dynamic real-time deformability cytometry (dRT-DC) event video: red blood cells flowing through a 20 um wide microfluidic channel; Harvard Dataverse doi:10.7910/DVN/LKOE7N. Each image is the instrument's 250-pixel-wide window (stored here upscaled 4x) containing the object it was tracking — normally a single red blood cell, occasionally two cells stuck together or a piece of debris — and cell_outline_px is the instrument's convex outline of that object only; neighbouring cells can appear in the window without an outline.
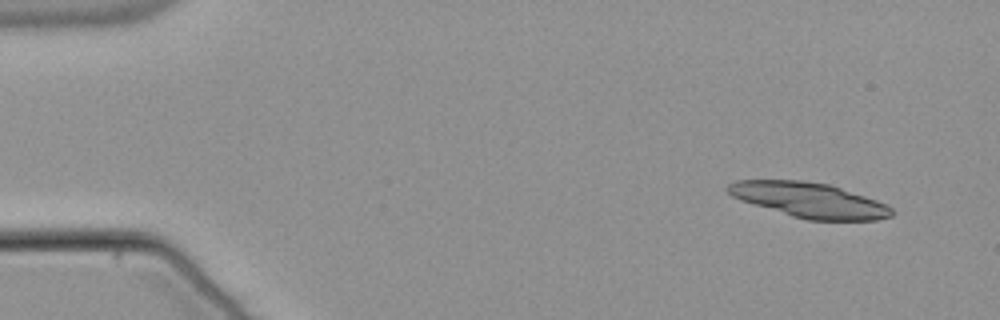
{"species": "common noctule bat (a hibernating species)", "species_latin": "Nyctalus noctula", "temperature_condition": "warm", "stored_images_in_passage": 39, "camera_frame_rate_fps": 3000, "um_per_image_px": 0.085, "animal": {"sex": "male", "body_mass_g": 21.5, "forearm_length_mm": 52.0}, "frame": {"image": 1, "passage_image": 1, "time_ms": 0.0, "image_size_px": [1000, 320], "cell_outline_px": [[892, 216], [876, 220], [808, 220], [792, 216], [752, 204], [740, 200], [732, 196], [724, 188], [728, 184], [736, 180], [804, 180], [828, 184], [876, 200], [892, 208]], "centroid_in_image_um": [68.73, 17.0], "position_along_channel_um": 16.3, "area_um2": 33.18}, "authors_computed_cell_mechanics": {"area_um2": 19.074, "velocity_mm_per_s": 3.7928, "shape_relaxation_time_tau1_ms": 11.3792, "shape_relaxation_time_tau2_ms": null, "deformation_change_tau1": 0.1949, "deformation_change_tau2": null}}